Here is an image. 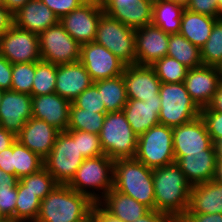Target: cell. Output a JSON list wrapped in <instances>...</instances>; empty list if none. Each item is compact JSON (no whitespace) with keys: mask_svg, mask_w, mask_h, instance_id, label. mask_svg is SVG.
Segmentation results:
<instances>
[{"mask_svg":"<svg viewBox=\"0 0 222 222\" xmlns=\"http://www.w3.org/2000/svg\"><path fill=\"white\" fill-rule=\"evenodd\" d=\"M161 83H183L188 67L168 55L150 65Z\"/></svg>","mask_w":222,"mask_h":222,"instance_id":"d590c367","label":"cell"},{"mask_svg":"<svg viewBox=\"0 0 222 222\" xmlns=\"http://www.w3.org/2000/svg\"><path fill=\"white\" fill-rule=\"evenodd\" d=\"M60 131L43 120L29 119L16 136L22 145L45 159L51 152Z\"/></svg>","mask_w":222,"mask_h":222,"instance_id":"7402d4cb","label":"cell"},{"mask_svg":"<svg viewBox=\"0 0 222 222\" xmlns=\"http://www.w3.org/2000/svg\"><path fill=\"white\" fill-rule=\"evenodd\" d=\"M13 167L15 176L20 179L43 168L44 159L16 140L13 143Z\"/></svg>","mask_w":222,"mask_h":222,"instance_id":"d6a6232c","label":"cell"},{"mask_svg":"<svg viewBox=\"0 0 222 222\" xmlns=\"http://www.w3.org/2000/svg\"><path fill=\"white\" fill-rule=\"evenodd\" d=\"M71 102L57 93L32 96V117L43 120L57 130L67 131Z\"/></svg>","mask_w":222,"mask_h":222,"instance_id":"ffe728a7","label":"cell"},{"mask_svg":"<svg viewBox=\"0 0 222 222\" xmlns=\"http://www.w3.org/2000/svg\"><path fill=\"white\" fill-rule=\"evenodd\" d=\"M200 117L205 122L213 144L222 140V113L214 111L208 106L201 109Z\"/></svg>","mask_w":222,"mask_h":222,"instance_id":"b9f144b4","label":"cell"},{"mask_svg":"<svg viewBox=\"0 0 222 222\" xmlns=\"http://www.w3.org/2000/svg\"><path fill=\"white\" fill-rule=\"evenodd\" d=\"M93 81L80 62L57 65L55 93L73 102Z\"/></svg>","mask_w":222,"mask_h":222,"instance_id":"44dd1931","label":"cell"},{"mask_svg":"<svg viewBox=\"0 0 222 222\" xmlns=\"http://www.w3.org/2000/svg\"><path fill=\"white\" fill-rule=\"evenodd\" d=\"M98 204L110 215L122 222H134L150 209L134 198L112 188Z\"/></svg>","mask_w":222,"mask_h":222,"instance_id":"d4e9b609","label":"cell"},{"mask_svg":"<svg viewBox=\"0 0 222 222\" xmlns=\"http://www.w3.org/2000/svg\"><path fill=\"white\" fill-rule=\"evenodd\" d=\"M186 212L201 214H222V184L211 180L191 187Z\"/></svg>","mask_w":222,"mask_h":222,"instance_id":"484cf974","label":"cell"},{"mask_svg":"<svg viewBox=\"0 0 222 222\" xmlns=\"http://www.w3.org/2000/svg\"><path fill=\"white\" fill-rule=\"evenodd\" d=\"M114 185V160L107 155L86 158L68 186L98 203ZM96 191V192H95Z\"/></svg>","mask_w":222,"mask_h":222,"instance_id":"277c9868","label":"cell"},{"mask_svg":"<svg viewBox=\"0 0 222 222\" xmlns=\"http://www.w3.org/2000/svg\"><path fill=\"white\" fill-rule=\"evenodd\" d=\"M167 55L189 69L203 66L200 48L193 45L180 33L169 34Z\"/></svg>","mask_w":222,"mask_h":222,"instance_id":"4dcf8cb0","label":"cell"},{"mask_svg":"<svg viewBox=\"0 0 222 222\" xmlns=\"http://www.w3.org/2000/svg\"><path fill=\"white\" fill-rule=\"evenodd\" d=\"M76 107L87 111H95L98 113H106L105 104L102 103L101 94L92 84L84 90L73 102Z\"/></svg>","mask_w":222,"mask_h":222,"instance_id":"60d3db41","label":"cell"},{"mask_svg":"<svg viewBox=\"0 0 222 222\" xmlns=\"http://www.w3.org/2000/svg\"><path fill=\"white\" fill-rule=\"evenodd\" d=\"M5 217L3 216V214L1 213V211H0V221L2 220V219H4Z\"/></svg>","mask_w":222,"mask_h":222,"instance_id":"003e7915","label":"cell"},{"mask_svg":"<svg viewBox=\"0 0 222 222\" xmlns=\"http://www.w3.org/2000/svg\"><path fill=\"white\" fill-rule=\"evenodd\" d=\"M19 181L26 187V190L34 193L41 201L58 185L45 167L20 178Z\"/></svg>","mask_w":222,"mask_h":222,"instance_id":"74e56055","label":"cell"},{"mask_svg":"<svg viewBox=\"0 0 222 222\" xmlns=\"http://www.w3.org/2000/svg\"><path fill=\"white\" fill-rule=\"evenodd\" d=\"M58 22L59 18L40 0H29L14 14V24L18 28L37 35Z\"/></svg>","mask_w":222,"mask_h":222,"instance_id":"cb8c5ba5","label":"cell"},{"mask_svg":"<svg viewBox=\"0 0 222 222\" xmlns=\"http://www.w3.org/2000/svg\"><path fill=\"white\" fill-rule=\"evenodd\" d=\"M16 200L17 187L13 189L0 190V211L4 217L15 218Z\"/></svg>","mask_w":222,"mask_h":222,"instance_id":"f6af8a7d","label":"cell"},{"mask_svg":"<svg viewBox=\"0 0 222 222\" xmlns=\"http://www.w3.org/2000/svg\"><path fill=\"white\" fill-rule=\"evenodd\" d=\"M14 25V15L4 6L0 5V37Z\"/></svg>","mask_w":222,"mask_h":222,"instance_id":"816d5d0a","label":"cell"},{"mask_svg":"<svg viewBox=\"0 0 222 222\" xmlns=\"http://www.w3.org/2000/svg\"><path fill=\"white\" fill-rule=\"evenodd\" d=\"M184 9V5L176 2L154 0L152 24L158 26L165 33H179Z\"/></svg>","mask_w":222,"mask_h":222,"instance_id":"f1b7e54d","label":"cell"},{"mask_svg":"<svg viewBox=\"0 0 222 222\" xmlns=\"http://www.w3.org/2000/svg\"><path fill=\"white\" fill-rule=\"evenodd\" d=\"M43 61L56 65L80 61L81 45L58 22L38 35Z\"/></svg>","mask_w":222,"mask_h":222,"instance_id":"30bf717a","label":"cell"},{"mask_svg":"<svg viewBox=\"0 0 222 222\" xmlns=\"http://www.w3.org/2000/svg\"><path fill=\"white\" fill-rule=\"evenodd\" d=\"M96 43L104 46L126 66L136 64L135 30L104 13L97 26Z\"/></svg>","mask_w":222,"mask_h":222,"instance_id":"ba28073f","label":"cell"},{"mask_svg":"<svg viewBox=\"0 0 222 222\" xmlns=\"http://www.w3.org/2000/svg\"><path fill=\"white\" fill-rule=\"evenodd\" d=\"M217 150L213 144L205 153L175 157V163L184 173L188 183L196 186L214 180L216 172Z\"/></svg>","mask_w":222,"mask_h":222,"instance_id":"d6986e66","label":"cell"},{"mask_svg":"<svg viewBox=\"0 0 222 222\" xmlns=\"http://www.w3.org/2000/svg\"><path fill=\"white\" fill-rule=\"evenodd\" d=\"M183 83L193 101L202 109L210 105L221 81L217 67L201 66L188 69Z\"/></svg>","mask_w":222,"mask_h":222,"instance_id":"e0dca14e","label":"cell"},{"mask_svg":"<svg viewBox=\"0 0 222 222\" xmlns=\"http://www.w3.org/2000/svg\"><path fill=\"white\" fill-rule=\"evenodd\" d=\"M93 85L101 94L106 113L122 111L128 101L123 74L114 78L95 81Z\"/></svg>","mask_w":222,"mask_h":222,"instance_id":"f546056e","label":"cell"},{"mask_svg":"<svg viewBox=\"0 0 222 222\" xmlns=\"http://www.w3.org/2000/svg\"><path fill=\"white\" fill-rule=\"evenodd\" d=\"M135 159L151 169L175 163L173 129L158 124L139 135Z\"/></svg>","mask_w":222,"mask_h":222,"instance_id":"52a82bcc","label":"cell"},{"mask_svg":"<svg viewBox=\"0 0 222 222\" xmlns=\"http://www.w3.org/2000/svg\"><path fill=\"white\" fill-rule=\"evenodd\" d=\"M209 107L222 113V82L220 83L217 92L214 94L213 100L211 101Z\"/></svg>","mask_w":222,"mask_h":222,"instance_id":"9f6ffc18","label":"cell"},{"mask_svg":"<svg viewBox=\"0 0 222 222\" xmlns=\"http://www.w3.org/2000/svg\"><path fill=\"white\" fill-rule=\"evenodd\" d=\"M94 204L88 196L58 184L41 201L35 222H90Z\"/></svg>","mask_w":222,"mask_h":222,"instance_id":"6da1fadb","label":"cell"},{"mask_svg":"<svg viewBox=\"0 0 222 222\" xmlns=\"http://www.w3.org/2000/svg\"><path fill=\"white\" fill-rule=\"evenodd\" d=\"M41 200L19 181L17 184V200L15 218L24 222H35L40 211Z\"/></svg>","mask_w":222,"mask_h":222,"instance_id":"836d02e7","label":"cell"},{"mask_svg":"<svg viewBox=\"0 0 222 222\" xmlns=\"http://www.w3.org/2000/svg\"><path fill=\"white\" fill-rule=\"evenodd\" d=\"M99 138L104 154L111 159L135 158L138 136L130 127L123 111L105 115Z\"/></svg>","mask_w":222,"mask_h":222,"instance_id":"5b68a950","label":"cell"},{"mask_svg":"<svg viewBox=\"0 0 222 222\" xmlns=\"http://www.w3.org/2000/svg\"><path fill=\"white\" fill-rule=\"evenodd\" d=\"M216 67H217V70H218V74L220 76V81L222 82V61Z\"/></svg>","mask_w":222,"mask_h":222,"instance_id":"be15d7a7","label":"cell"},{"mask_svg":"<svg viewBox=\"0 0 222 222\" xmlns=\"http://www.w3.org/2000/svg\"><path fill=\"white\" fill-rule=\"evenodd\" d=\"M128 99L150 100L159 94L161 81L149 65H127L123 71Z\"/></svg>","mask_w":222,"mask_h":222,"instance_id":"ac0fdd59","label":"cell"},{"mask_svg":"<svg viewBox=\"0 0 222 222\" xmlns=\"http://www.w3.org/2000/svg\"><path fill=\"white\" fill-rule=\"evenodd\" d=\"M172 129L174 157L205 153V150L213 145L205 122L200 116L189 123Z\"/></svg>","mask_w":222,"mask_h":222,"instance_id":"5bb4252c","label":"cell"},{"mask_svg":"<svg viewBox=\"0 0 222 222\" xmlns=\"http://www.w3.org/2000/svg\"><path fill=\"white\" fill-rule=\"evenodd\" d=\"M57 65L43 60L36 62L31 95L41 96L55 93Z\"/></svg>","mask_w":222,"mask_h":222,"instance_id":"e575fe53","label":"cell"},{"mask_svg":"<svg viewBox=\"0 0 222 222\" xmlns=\"http://www.w3.org/2000/svg\"><path fill=\"white\" fill-rule=\"evenodd\" d=\"M203 66H217L222 61V17L213 25L212 32L200 48Z\"/></svg>","mask_w":222,"mask_h":222,"instance_id":"8d00e7d4","label":"cell"},{"mask_svg":"<svg viewBox=\"0 0 222 222\" xmlns=\"http://www.w3.org/2000/svg\"><path fill=\"white\" fill-rule=\"evenodd\" d=\"M215 145L217 150V159H222V140L217 142Z\"/></svg>","mask_w":222,"mask_h":222,"instance_id":"91938a15","label":"cell"},{"mask_svg":"<svg viewBox=\"0 0 222 222\" xmlns=\"http://www.w3.org/2000/svg\"><path fill=\"white\" fill-rule=\"evenodd\" d=\"M154 0H138L124 7H103L106 14L136 30L152 23Z\"/></svg>","mask_w":222,"mask_h":222,"instance_id":"4316f807","label":"cell"},{"mask_svg":"<svg viewBox=\"0 0 222 222\" xmlns=\"http://www.w3.org/2000/svg\"><path fill=\"white\" fill-rule=\"evenodd\" d=\"M73 140H78L79 153L86 159L103 155L98 134L84 131H65Z\"/></svg>","mask_w":222,"mask_h":222,"instance_id":"ab89813d","label":"cell"},{"mask_svg":"<svg viewBox=\"0 0 222 222\" xmlns=\"http://www.w3.org/2000/svg\"><path fill=\"white\" fill-rule=\"evenodd\" d=\"M160 103L159 94L156 96V99L145 101L128 99L122 111L137 136L147 132L151 127L160 124Z\"/></svg>","mask_w":222,"mask_h":222,"instance_id":"603a6c76","label":"cell"},{"mask_svg":"<svg viewBox=\"0 0 222 222\" xmlns=\"http://www.w3.org/2000/svg\"><path fill=\"white\" fill-rule=\"evenodd\" d=\"M113 188L155 210L153 169L135 158L114 160Z\"/></svg>","mask_w":222,"mask_h":222,"instance_id":"3957f363","label":"cell"},{"mask_svg":"<svg viewBox=\"0 0 222 222\" xmlns=\"http://www.w3.org/2000/svg\"><path fill=\"white\" fill-rule=\"evenodd\" d=\"M0 222H24L22 220H18L14 217H5L4 219H2Z\"/></svg>","mask_w":222,"mask_h":222,"instance_id":"94428289","label":"cell"},{"mask_svg":"<svg viewBox=\"0 0 222 222\" xmlns=\"http://www.w3.org/2000/svg\"><path fill=\"white\" fill-rule=\"evenodd\" d=\"M60 19L71 13L86 0H40Z\"/></svg>","mask_w":222,"mask_h":222,"instance_id":"7bdbcfd3","label":"cell"},{"mask_svg":"<svg viewBox=\"0 0 222 222\" xmlns=\"http://www.w3.org/2000/svg\"><path fill=\"white\" fill-rule=\"evenodd\" d=\"M175 218L167 213L149 210L144 216L134 222H175Z\"/></svg>","mask_w":222,"mask_h":222,"instance_id":"c3c4849f","label":"cell"},{"mask_svg":"<svg viewBox=\"0 0 222 222\" xmlns=\"http://www.w3.org/2000/svg\"><path fill=\"white\" fill-rule=\"evenodd\" d=\"M0 55L11 64L38 62L41 59L38 35L15 24L0 37Z\"/></svg>","mask_w":222,"mask_h":222,"instance_id":"7c38bea8","label":"cell"},{"mask_svg":"<svg viewBox=\"0 0 222 222\" xmlns=\"http://www.w3.org/2000/svg\"><path fill=\"white\" fill-rule=\"evenodd\" d=\"M80 62L93 82L120 76L126 66L112 52L95 41L81 45Z\"/></svg>","mask_w":222,"mask_h":222,"instance_id":"4fadbf2b","label":"cell"},{"mask_svg":"<svg viewBox=\"0 0 222 222\" xmlns=\"http://www.w3.org/2000/svg\"><path fill=\"white\" fill-rule=\"evenodd\" d=\"M31 99L30 94L5 90L0 102V127L17 136L32 118Z\"/></svg>","mask_w":222,"mask_h":222,"instance_id":"9a60e30c","label":"cell"},{"mask_svg":"<svg viewBox=\"0 0 222 222\" xmlns=\"http://www.w3.org/2000/svg\"><path fill=\"white\" fill-rule=\"evenodd\" d=\"M12 64L2 55H0V88L11 90L12 84Z\"/></svg>","mask_w":222,"mask_h":222,"instance_id":"bcb514c9","label":"cell"},{"mask_svg":"<svg viewBox=\"0 0 222 222\" xmlns=\"http://www.w3.org/2000/svg\"><path fill=\"white\" fill-rule=\"evenodd\" d=\"M16 141V136L0 127V153Z\"/></svg>","mask_w":222,"mask_h":222,"instance_id":"db71d44e","label":"cell"},{"mask_svg":"<svg viewBox=\"0 0 222 222\" xmlns=\"http://www.w3.org/2000/svg\"><path fill=\"white\" fill-rule=\"evenodd\" d=\"M185 8L192 12L218 19L222 17V13L218 9L216 0H190Z\"/></svg>","mask_w":222,"mask_h":222,"instance_id":"ee69618b","label":"cell"},{"mask_svg":"<svg viewBox=\"0 0 222 222\" xmlns=\"http://www.w3.org/2000/svg\"><path fill=\"white\" fill-rule=\"evenodd\" d=\"M104 13L100 0H86L71 13L61 17L59 23L82 45L95 40L98 22Z\"/></svg>","mask_w":222,"mask_h":222,"instance_id":"8fae6325","label":"cell"},{"mask_svg":"<svg viewBox=\"0 0 222 222\" xmlns=\"http://www.w3.org/2000/svg\"><path fill=\"white\" fill-rule=\"evenodd\" d=\"M36 62L12 64L11 90L31 95Z\"/></svg>","mask_w":222,"mask_h":222,"instance_id":"f35d334b","label":"cell"},{"mask_svg":"<svg viewBox=\"0 0 222 222\" xmlns=\"http://www.w3.org/2000/svg\"><path fill=\"white\" fill-rule=\"evenodd\" d=\"M179 220L181 222H222V214H201L185 212Z\"/></svg>","mask_w":222,"mask_h":222,"instance_id":"7dc6e473","label":"cell"},{"mask_svg":"<svg viewBox=\"0 0 222 222\" xmlns=\"http://www.w3.org/2000/svg\"><path fill=\"white\" fill-rule=\"evenodd\" d=\"M216 2H217L219 11L222 13V0H216Z\"/></svg>","mask_w":222,"mask_h":222,"instance_id":"e7e4bbea","label":"cell"},{"mask_svg":"<svg viewBox=\"0 0 222 222\" xmlns=\"http://www.w3.org/2000/svg\"><path fill=\"white\" fill-rule=\"evenodd\" d=\"M106 114L78 108L71 102L67 131H84L99 135Z\"/></svg>","mask_w":222,"mask_h":222,"instance_id":"1f68e13d","label":"cell"},{"mask_svg":"<svg viewBox=\"0 0 222 222\" xmlns=\"http://www.w3.org/2000/svg\"><path fill=\"white\" fill-rule=\"evenodd\" d=\"M214 180L222 184V159H217Z\"/></svg>","mask_w":222,"mask_h":222,"instance_id":"680465c9","label":"cell"},{"mask_svg":"<svg viewBox=\"0 0 222 222\" xmlns=\"http://www.w3.org/2000/svg\"><path fill=\"white\" fill-rule=\"evenodd\" d=\"M85 158L79 153L78 140L65 131L57 134L54 146L44 159V167L61 185H68Z\"/></svg>","mask_w":222,"mask_h":222,"instance_id":"9c48e42d","label":"cell"},{"mask_svg":"<svg viewBox=\"0 0 222 222\" xmlns=\"http://www.w3.org/2000/svg\"><path fill=\"white\" fill-rule=\"evenodd\" d=\"M169 34L154 24L135 30L136 64L152 65L168 52Z\"/></svg>","mask_w":222,"mask_h":222,"instance_id":"2e32d148","label":"cell"},{"mask_svg":"<svg viewBox=\"0 0 222 222\" xmlns=\"http://www.w3.org/2000/svg\"><path fill=\"white\" fill-rule=\"evenodd\" d=\"M4 91H5V90H3V89L0 88V102H1V99H2V96H3Z\"/></svg>","mask_w":222,"mask_h":222,"instance_id":"03108f58","label":"cell"},{"mask_svg":"<svg viewBox=\"0 0 222 222\" xmlns=\"http://www.w3.org/2000/svg\"><path fill=\"white\" fill-rule=\"evenodd\" d=\"M155 210L178 220L188 209L191 185L176 163L153 169Z\"/></svg>","mask_w":222,"mask_h":222,"instance_id":"7a4b0ae2","label":"cell"},{"mask_svg":"<svg viewBox=\"0 0 222 222\" xmlns=\"http://www.w3.org/2000/svg\"><path fill=\"white\" fill-rule=\"evenodd\" d=\"M90 222H122L107 213L98 203H95L90 215Z\"/></svg>","mask_w":222,"mask_h":222,"instance_id":"f907efd6","label":"cell"},{"mask_svg":"<svg viewBox=\"0 0 222 222\" xmlns=\"http://www.w3.org/2000/svg\"><path fill=\"white\" fill-rule=\"evenodd\" d=\"M159 95L161 125L174 128L200 116L201 109L189 95L184 83H161Z\"/></svg>","mask_w":222,"mask_h":222,"instance_id":"8992f818","label":"cell"},{"mask_svg":"<svg viewBox=\"0 0 222 222\" xmlns=\"http://www.w3.org/2000/svg\"><path fill=\"white\" fill-rule=\"evenodd\" d=\"M217 19L185 8L181 17L179 33L193 45L201 48L208 40Z\"/></svg>","mask_w":222,"mask_h":222,"instance_id":"83f0119b","label":"cell"},{"mask_svg":"<svg viewBox=\"0 0 222 222\" xmlns=\"http://www.w3.org/2000/svg\"><path fill=\"white\" fill-rule=\"evenodd\" d=\"M0 168L5 172L15 176L13 167V144L0 153Z\"/></svg>","mask_w":222,"mask_h":222,"instance_id":"681fc988","label":"cell"},{"mask_svg":"<svg viewBox=\"0 0 222 222\" xmlns=\"http://www.w3.org/2000/svg\"><path fill=\"white\" fill-rule=\"evenodd\" d=\"M29 0H3V5L14 15Z\"/></svg>","mask_w":222,"mask_h":222,"instance_id":"11a10c76","label":"cell"},{"mask_svg":"<svg viewBox=\"0 0 222 222\" xmlns=\"http://www.w3.org/2000/svg\"><path fill=\"white\" fill-rule=\"evenodd\" d=\"M164 1L176 2V3L184 5L185 7L190 2V0H164Z\"/></svg>","mask_w":222,"mask_h":222,"instance_id":"6125c7cd","label":"cell"},{"mask_svg":"<svg viewBox=\"0 0 222 222\" xmlns=\"http://www.w3.org/2000/svg\"><path fill=\"white\" fill-rule=\"evenodd\" d=\"M102 7H124L136 3L138 0H100Z\"/></svg>","mask_w":222,"mask_h":222,"instance_id":"6f0895ef","label":"cell"},{"mask_svg":"<svg viewBox=\"0 0 222 222\" xmlns=\"http://www.w3.org/2000/svg\"><path fill=\"white\" fill-rule=\"evenodd\" d=\"M18 182L19 179L16 176L9 173H5L0 168V190L16 188Z\"/></svg>","mask_w":222,"mask_h":222,"instance_id":"f5cc1de1","label":"cell"}]
</instances>
